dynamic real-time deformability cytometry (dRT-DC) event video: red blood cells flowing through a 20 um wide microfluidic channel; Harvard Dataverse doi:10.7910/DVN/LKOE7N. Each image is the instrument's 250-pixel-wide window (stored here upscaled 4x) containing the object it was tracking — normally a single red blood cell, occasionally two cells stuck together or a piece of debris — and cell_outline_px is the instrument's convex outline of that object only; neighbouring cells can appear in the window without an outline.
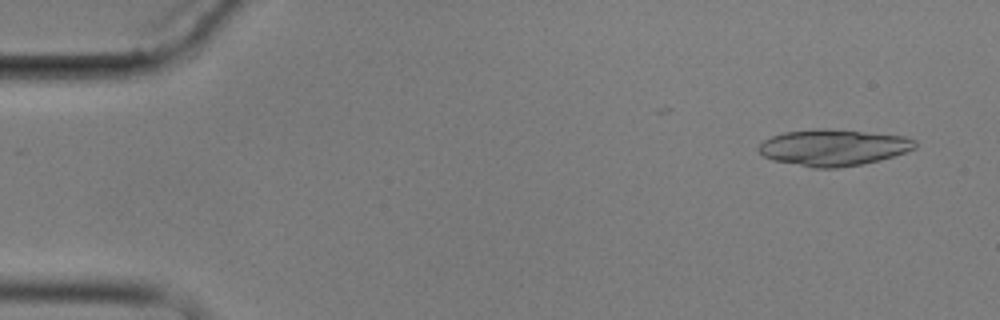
{"species": "common noctule bat (a hibernating species)", "species_latin": "Nyctalus noctula", "temperature_condition": "cold", "stored_images_in_passage": 3, "camera_frame_rate_fps": 3000, "um_per_image_px": 0.085, "animal": {"sex": "male", "body_mass_g": 17.9}, "frame": {"image": 1, "passage_image": 1, "time_ms": 0.0, "image_size_px": [1000, 320], "cell_outline_px": [[916, 148], [880, 160], [840, 168], [812, 168], [772, 160], [764, 156], [756, 148], [764, 140], [772, 136], [784, 132], [860, 132], [904, 136], [916, 140]], "centroid_in_image_um": [70.83, 12.6], "position_along_channel_um": 14.2, "area_um2": 31.79}}